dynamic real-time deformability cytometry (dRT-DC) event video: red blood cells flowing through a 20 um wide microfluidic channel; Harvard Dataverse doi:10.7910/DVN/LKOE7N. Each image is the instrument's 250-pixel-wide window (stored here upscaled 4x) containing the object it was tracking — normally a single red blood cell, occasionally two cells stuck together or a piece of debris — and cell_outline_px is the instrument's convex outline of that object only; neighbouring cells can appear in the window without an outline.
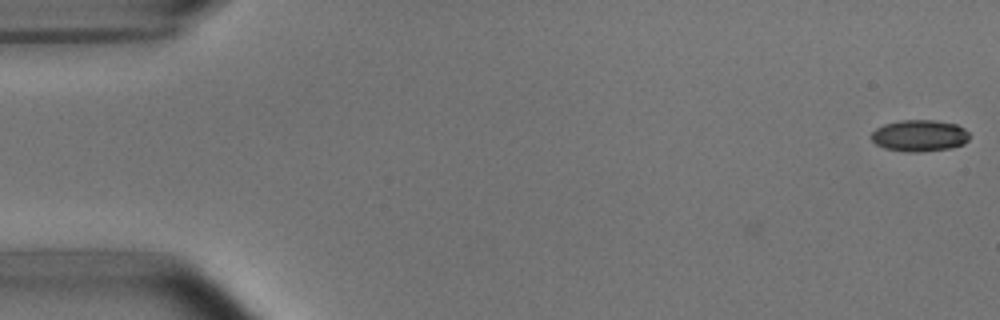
{"species": "common noctule bat (a hibernating species)", "species_latin": "Nyctalus noctula", "temperature_condition": "room temperature", "stored_images_in_passage": 6, "camera_frame_rate_fps": 3000, "um_per_image_px": 0.085, "animal": {"sex": "male", "body_mass_g": 15.6}, "frame": {"image": 1, "passage_image": 1, "time_ms": 0.0, "image_size_px": [1000, 320], "cell_outline_px": [[968, 140], [964, 144], [952, 148], [916, 152], [908, 152], [884, 148], [876, 144], [872, 140], [872, 132], [876, 128], [884, 124], [900, 120], [936, 120], [956, 124], [964, 128], [968, 132]], "centroid_in_image_um": [78.16, 11.53], "position_along_channel_um": 6.8, "area_um2": 18.09}}
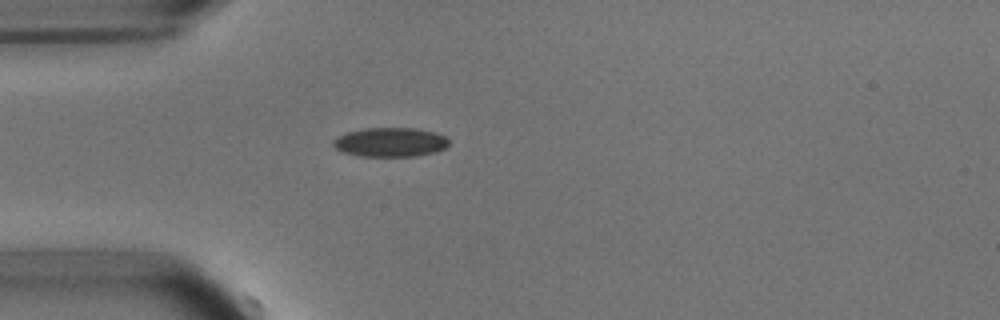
{"frame": {"image": 2, "passage_image": 5, "time_ms": 4.667, "image_size_px": [1000, 320], "cell_outline_px": [[448, 144], [444, 148], [436, 152], [416, 156], [360, 156], [344, 152], [336, 148], [332, 144], [332, 140], [348, 132], [364, 128], [416, 128], [436, 132], [444, 136], [448, 140]], "centroid_in_image_um": [33.19, 12.08], "position_along_channel_um": 51.8, "area_um2": 19.59}}